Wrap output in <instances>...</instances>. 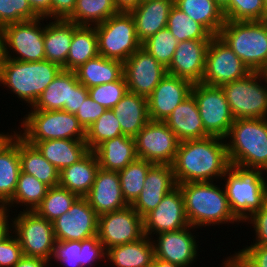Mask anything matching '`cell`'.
Wrapping results in <instances>:
<instances>
[{
  "instance_id": "cell-1",
  "label": "cell",
  "mask_w": 267,
  "mask_h": 267,
  "mask_svg": "<svg viewBox=\"0 0 267 267\" xmlns=\"http://www.w3.org/2000/svg\"><path fill=\"white\" fill-rule=\"evenodd\" d=\"M225 142L216 136L179 142L172 163L177 185L222 179L231 167Z\"/></svg>"
},
{
  "instance_id": "cell-2",
  "label": "cell",
  "mask_w": 267,
  "mask_h": 267,
  "mask_svg": "<svg viewBox=\"0 0 267 267\" xmlns=\"http://www.w3.org/2000/svg\"><path fill=\"white\" fill-rule=\"evenodd\" d=\"M177 186L183 195L185 212L190 226L198 229L211 226V224L216 226L241 222L233 214L223 186L220 187L213 181L186 182Z\"/></svg>"
},
{
  "instance_id": "cell-3",
  "label": "cell",
  "mask_w": 267,
  "mask_h": 267,
  "mask_svg": "<svg viewBox=\"0 0 267 267\" xmlns=\"http://www.w3.org/2000/svg\"><path fill=\"white\" fill-rule=\"evenodd\" d=\"M225 139L232 167L267 174V118L235 119Z\"/></svg>"
},
{
  "instance_id": "cell-4",
  "label": "cell",
  "mask_w": 267,
  "mask_h": 267,
  "mask_svg": "<svg viewBox=\"0 0 267 267\" xmlns=\"http://www.w3.org/2000/svg\"><path fill=\"white\" fill-rule=\"evenodd\" d=\"M62 70L61 66L48 60L23 62L0 58V84L32 107Z\"/></svg>"
},
{
  "instance_id": "cell-5",
  "label": "cell",
  "mask_w": 267,
  "mask_h": 267,
  "mask_svg": "<svg viewBox=\"0 0 267 267\" xmlns=\"http://www.w3.org/2000/svg\"><path fill=\"white\" fill-rule=\"evenodd\" d=\"M218 36L251 72L267 68V20H225Z\"/></svg>"
},
{
  "instance_id": "cell-6",
  "label": "cell",
  "mask_w": 267,
  "mask_h": 267,
  "mask_svg": "<svg viewBox=\"0 0 267 267\" xmlns=\"http://www.w3.org/2000/svg\"><path fill=\"white\" fill-rule=\"evenodd\" d=\"M265 172L230 167L221 180L233 214L241 223L267 202Z\"/></svg>"
},
{
  "instance_id": "cell-7",
  "label": "cell",
  "mask_w": 267,
  "mask_h": 267,
  "mask_svg": "<svg viewBox=\"0 0 267 267\" xmlns=\"http://www.w3.org/2000/svg\"><path fill=\"white\" fill-rule=\"evenodd\" d=\"M26 115V116H25ZM21 122L23 133L17 134L26 142L52 139L85 140L86 131L79 124L76 115L63 110H30Z\"/></svg>"
},
{
  "instance_id": "cell-8",
  "label": "cell",
  "mask_w": 267,
  "mask_h": 267,
  "mask_svg": "<svg viewBox=\"0 0 267 267\" xmlns=\"http://www.w3.org/2000/svg\"><path fill=\"white\" fill-rule=\"evenodd\" d=\"M45 19L38 17L4 26L1 29L0 58L23 62L45 60L43 22Z\"/></svg>"
},
{
  "instance_id": "cell-9",
  "label": "cell",
  "mask_w": 267,
  "mask_h": 267,
  "mask_svg": "<svg viewBox=\"0 0 267 267\" xmlns=\"http://www.w3.org/2000/svg\"><path fill=\"white\" fill-rule=\"evenodd\" d=\"M98 51L108 59L125 62L142 47L130 12H118L106 21L95 25Z\"/></svg>"
},
{
  "instance_id": "cell-10",
  "label": "cell",
  "mask_w": 267,
  "mask_h": 267,
  "mask_svg": "<svg viewBox=\"0 0 267 267\" xmlns=\"http://www.w3.org/2000/svg\"><path fill=\"white\" fill-rule=\"evenodd\" d=\"M262 81L267 84L263 72H251L221 86L235 119L267 118V85Z\"/></svg>"
},
{
  "instance_id": "cell-11",
  "label": "cell",
  "mask_w": 267,
  "mask_h": 267,
  "mask_svg": "<svg viewBox=\"0 0 267 267\" xmlns=\"http://www.w3.org/2000/svg\"><path fill=\"white\" fill-rule=\"evenodd\" d=\"M16 215L12 218V231L19 240L23 255L51 261L56 242L52 222L35 211L23 209Z\"/></svg>"
},
{
  "instance_id": "cell-12",
  "label": "cell",
  "mask_w": 267,
  "mask_h": 267,
  "mask_svg": "<svg viewBox=\"0 0 267 267\" xmlns=\"http://www.w3.org/2000/svg\"><path fill=\"white\" fill-rule=\"evenodd\" d=\"M191 94L196 99L204 130L210 136L225 139L235 118L222 88L194 83Z\"/></svg>"
},
{
  "instance_id": "cell-13",
  "label": "cell",
  "mask_w": 267,
  "mask_h": 267,
  "mask_svg": "<svg viewBox=\"0 0 267 267\" xmlns=\"http://www.w3.org/2000/svg\"><path fill=\"white\" fill-rule=\"evenodd\" d=\"M88 96V88L78 81L75 71L62 70L30 109L63 110L75 115Z\"/></svg>"
},
{
  "instance_id": "cell-14",
  "label": "cell",
  "mask_w": 267,
  "mask_h": 267,
  "mask_svg": "<svg viewBox=\"0 0 267 267\" xmlns=\"http://www.w3.org/2000/svg\"><path fill=\"white\" fill-rule=\"evenodd\" d=\"M251 71L242 60L223 42L213 36L209 42L205 69L201 83L221 87L224 84L245 78Z\"/></svg>"
},
{
  "instance_id": "cell-15",
  "label": "cell",
  "mask_w": 267,
  "mask_h": 267,
  "mask_svg": "<svg viewBox=\"0 0 267 267\" xmlns=\"http://www.w3.org/2000/svg\"><path fill=\"white\" fill-rule=\"evenodd\" d=\"M134 140L138 158L153 164L172 165L179 140L164 121L150 120Z\"/></svg>"
},
{
  "instance_id": "cell-16",
  "label": "cell",
  "mask_w": 267,
  "mask_h": 267,
  "mask_svg": "<svg viewBox=\"0 0 267 267\" xmlns=\"http://www.w3.org/2000/svg\"><path fill=\"white\" fill-rule=\"evenodd\" d=\"M97 236L106 250L138 241L144 236L143 218L131 205L101 214L98 219Z\"/></svg>"
},
{
  "instance_id": "cell-17",
  "label": "cell",
  "mask_w": 267,
  "mask_h": 267,
  "mask_svg": "<svg viewBox=\"0 0 267 267\" xmlns=\"http://www.w3.org/2000/svg\"><path fill=\"white\" fill-rule=\"evenodd\" d=\"M99 215L85 197L52 222L56 241H82L97 236Z\"/></svg>"
},
{
  "instance_id": "cell-18",
  "label": "cell",
  "mask_w": 267,
  "mask_h": 267,
  "mask_svg": "<svg viewBox=\"0 0 267 267\" xmlns=\"http://www.w3.org/2000/svg\"><path fill=\"white\" fill-rule=\"evenodd\" d=\"M123 72L128 91L148 98L167 68L141 47L123 63Z\"/></svg>"
},
{
  "instance_id": "cell-19",
  "label": "cell",
  "mask_w": 267,
  "mask_h": 267,
  "mask_svg": "<svg viewBox=\"0 0 267 267\" xmlns=\"http://www.w3.org/2000/svg\"><path fill=\"white\" fill-rule=\"evenodd\" d=\"M188 226L184 199L178 186L166 194L156 208L143 218L144 235L152 239V234L176 231Z\"/></svg>"
},
{
  "instance_id": "cell-20",
  "label": "cell",
  "mask_w": 267,
  "mask_h": 267,
  "mask_svg": "<svg viewBox=\"0 0 267 267\" xmlns=\"http://www.w3.org/2000/svg\"><path fill=\"white\" fill-rule=\"evenodd\" d=\"M193 226H188L176 231L156 234L157 240H153L155 258L181 267H190L198 259L197 250L199 242L193 235Z\"/></svg>"
},
{
  "instance_id": "cell-21",
  "label": "cell",
  "mask_w": 267,
  "mask_h": 267,
  "mask_svg": "<svg viewBox=\"0 0 267 267\" xmlns=\"http://www.w3.org/2000/svg\"><path fill=\"white\" fill-rule=\"evenodd\" d=\"M192 86L187 79L167 74L147 98L150 120L165 121L191 95Z\"/></svg>"
},
{
  "instance_id": "cell-22",
  "label": "cell",
  "mask_w": 267,
  "mask_h": 267,
  "mask_svg": "<svg viewBox=\"0 0 267 267\" xmlns=\"http://www.w3.org/2000/svg\"><path fill=\"white\" fill-rule=\"evenodd\" d=\"M177 187L172 165L153 164L147 172L144 187L131 205L144 218L162 201L163 197Z\"/></svg>"
},
{
  "instance_id": "cell-23",
  "label": "cell",
  "mask_w": 267,
  "mask_h": 267,
  "mask_svg": "<svg viewBox=\"0 0 267 267\" xmlns=\"http://www.w3.org/2000/svg\"><path fill=\"white\" fill-rule=\"evenodd\" d=\"M85 198L98 215L129 205L122 193L118 171L102 168L98 169L95 181Z\"/></svg>"
},
{
  "instance_id": "cell-24",
  "label": "cell",
  "mask_w": 267,
  "mask_h": 267,
  "mask_svg": "<svg viewBox=\"0 0 267 267\" xmlns=\"http://www.w3.org/2000/svg\"><path fill=\"white\" fill-rule=\"evenodd\" d=\"M210 41L188 40L178 42L167 74L200 83L205 69L206 51Z\"/></svg>"
},
{
  "instance_id": "cell-25",
  "label": "cell",
  "mask_w": 267,
  "mask_h": 267,
  "mask_svg": "<svg viewBox=\"0 0 267 267\" xmlns=\"http://www.w3.org/2000/svg\"><path fill=\"white\" fill-rule=\"evenodd\" d=\"M174 0H143L130 11L141 43L167 27V20Z\"/></svg>"
},
{
  "instance_id": "cell-26",
  "label": "cell",
  "mask_w": 267,
  "mask_h": 267,
  "mask_svg": "<svg viewBox=\"0 0 267 267\" xmlns=\"http://www.w3.org/2000/svg\"><path fill=\"white\" fill-rule=\"evenodd\" d=\"M164 122L174 132L179 142L210 136L204 130L197 102L192 94L180 103Z\"/></svg>"
},
{
  "instance_id": "cell-27",
  "label": "cell",
  "mask_w": 267,
  "mask_h": 267,
  "mask_svg": "<svg viewBox=\"0 0 267 267\" xmlns=\"http://www.w3.org/2000/svg\"><path fill=\"white\" fill-rule=\"evenodd\" d=\"M20 172L19 135L13 131L0 147V208L12 199Z\"/></svg>"
},
{
  "instance_id": "cell-28",
  "label": "cell",
  "mask_w": 267,
  "mask_h": 267,
  "mask_svg": "<svg viewBox=\"0 0 267 267\" xmlns=\"http://www.w3.org/2000/svg\"><path fill=\"white\" fill-rule=\"evenodd\" d=\"M112 110L125 136L134 138L150 121L147 98L129 91Z\"/></svg>"
},
{
  "instance_id": "cell-29",
  "label": "cell",
  "mask_w": 267,
  "mask_h": 267,
  "mask_svg": "<svg viewBox=\"0 0 267 267\" xmlns=\"http://www.w3.org/2000/svg\"><path fill=\"white\" fill-rule=\"evenodd\" d=\"M99 168L95 153L89 151L77 163L60 171L59 186L68 189L78 197H85L95 181Z\"/></svg>"
},
{
  "instance_id": "cell-30",
  "label": "cell",
  "mask_w": 267,
  "mask_h": 267,
  "mask_svg": "<svg viewBox=\"0 0 267 267\" xmlns=\"http://www.w3.org/2000/svg\"><path fill=\"white\" fill-rule=\"evenodd\" d=\"M27 143L34 145L59 171L77 163L90 151L85 140L52 139Z\"/></svg>"
},
{
  "instance_id": "cell-31",
  "label": "cell",
  "mask_w": 267,
  "mask_h": 267,
  "mask_svg": "<svg viewBox=\"0 0 267 267\" xmlns=\"http://www.w3.org/2000/svg\"><path fill=\"white\" fill-rule=\"evenodd\" d=\"M93 152L99 167L111 171L122 170L138 158L134 138L125 135L104 141Z\"/></svg>"
},
{
  "instance_id": "cell-32",
  "label": "cell",
  "mask_w": 267,
  "mask_h": 267,
  "mask_svg": "<svg viewBox=\"0 0 267 267\" xmlns=\"http://www.w3.org/2000/svg\"><path fill=\"white\" fill-rule=\"evenodd\" d=\"M74 34V23L65 19H54L45 25V60L58 64L66 70V60Z\"/></svg>"
},
{
  "instance_id": "cell-33",
  "label": "cell",
  "mask_w": 267,
  "mask_h": 267,
  "mask_svg": "<svg viewBox=\"0 0 267 267\" xmlns=\"http://www.w3.org/2000/svg\"><path fill=\"white\" fill-rule=\"evenodd\" d=\"M154 258L152 238L144 235L138 241L109 248L105 259L113 267H150Z\"/></svg>"
},
{
  "instance_id": "cell-34",
  "label": "cell",
  "mask_w": 267,
  "mask_h": 267,
  "mask_svg": "<svg viewBox=\"0 0 267 267\" xmlns=\"http://www.w3.org/2000/svg\"><path fill=\"white\" fill-rule=\"evenodd\" d=\"M78 81L86 88L119 80L123 75V62L98 55L75 70Z\"/></svg>"
},
{
  "instance_id": "cell-35",
  "label": "cell",
  "mask_w": 267,
  "mask_h": 267,
  "mask_svg": "<svg viewBox=\"0 0 267 267\" xmlns=\"http://www.w3.org/2000/svg\"><path fill=\"white\" fill-rule=\"evenodd\" d=\"M19 157L21 171L33 175L49 187L59 185L60 171L53 166L39 150L19 136Z\"/></svg>"
},
{
  "instance_id": "cell-36",
  "label": "cell",
  "mask_w": 267,
  "mask_h": 267,
  "mask_svg": "<svg viewBox=\"0 0 267 267\" xmlns=\"http://www.w3.org/2000/svg\"><path fill=\"white\" fill-rule=\"evenodd\" d=\"M174 5L201 24L212 36L219 35L225 18L214 0H174Z\"/></svg>"
},
{
  "instance_id": "cell-37",
  "label": "cell",
  "mask_w": 267,
  "mask_h": 267,
  "mask_svg": "<svg viewBox=\"0 0 267 267\" xmlns=\"http://www.w3.org/2000/svg\"><path fill=\"white\" fill-rule=\"evenodd\" d=\"M99 55L95 26L76 25L66 60V71H75L89 59Z\"/></svg>"
},
{
  "instance_id": "cell-38",
  "label": "cell",
  "mask_w": 267,
  "mask_h": 267,
  "mask_svg": "<svg viewBox=\"0 0 267 267\" xmlns=\"http://www.w3.org/2000/svg\"><path fill=\"white\" fill-rule=\"evenodd\" d=\"M48 189V185L39 181L33 175L21 171L14 195L3 209L9 211L12 207L21 205L26 207L24 208L26 211H34L46 196ZM15 204L16 206H14Z\"/></svg>"
},
{
  "instance_id": "cell-39",
  "label": "cell",
  "mask_w": 267,
  "mask_h": 267,
  "mask_svg": "<svg viewBox=\"0 0 267 267\" xmlns=\"http://www.w3.org/2000/svg\"><path fill=\"white\" fill-rule=\"evenodd\" d=\"M118 12L114 0H76L75 9L66 20L76 25L95 26Z\"/></svg>"
},
{
  "instance_id": "cell-40",
  "label": "cell",
  "mask_w": 267,
  "mask_h": 267,
  "mask_svg": "<svg viewBox=\"0 0 267 267\" xmlns=\"http://www.w3.org/2000/svg\"><path fill=\"white\" fill-rule=\"evenodd\" d=\"M166 28L171 31L178 42L210 41L213 37L201 24L191 19L175 5L170 9Z\"/></svg>"
},
{
  "instance_id": "cell-41",
  "label": "cell",
  "mask_w": 267,
  "mask_h": 267,
  "mask_svg": "<svg viewBox=\"0 0 267 267\" xmlns=\"http://www.w3.org/2000/svg\"><path fill=\"white\" fill-rule=\"evenodd\" d=\"M153 163L137 158L128 164L124 169L118 171L121 189L125 201L132 205L139 197L143 187L147 172Z\"/></svg>"
},
{
  "instance_id": "cell-42",
  "label": "cell",
  "mask_w": 267,
  "mask_h": 267,
  "mask_svg": "<svg viewBox=\"0 0 267 267\" xmlns=\"http://www.w3.org/2000/svg\"><path fill=\"white\" fill-rule=\"evenodd\" d=\"M78 196L61 186L49 187L46 196L34 210L50 222L56 220L70 209Z\"/></svg>"
},
{
  "instance_id": "cell-43",
  "label": "cell",
  "mask_w": 267,
  "mask_h": 267,
  "mask_svg": "<svg viewBox=\"0 0 267 267\" xmlns=\"http://www.w3.org/2000/svg\"><path fill=\"white\" fill-rule=\"evenodd\" d=\"M123 135L112 109H107L87 130L85 142L90 151L106 140Z\"/></svg>"
},
{
  "instance_id": "cell-44",
  "label": "cell",
  "mask_w": 267,
  "mask_h": 267,
  "mask_svg": "<svg viewBox=\"0 0 267 267\" xmlns=\"http://www.w3.org/2000/svg\"><path fill=\"white\" fill-rule=\"evenodd\" d=\"M177 46L178 40L167 28L158 31L142 43V48L165 68L169 67Z\"/></svg>"
},
{
  "instance_id": "cell-45",
  "label": "cell",
  "mask_w": 267,
  "mask_h": 267,
  "mask_svg": "<svg viewBox=\"0 0 267 267\" xmlns=\"http://www.w3.org/2000/svg\"><path fill=\"white\" fill-rule=\"evenodd\" d=\"M222 11L229 21L265 20L264 0H230Z\"/></svg>"
},
{
  "instance_id": "cell-46",
  "label": "cell",
  "mask_w": 267,
  "mask_h": 267,
  "mask_svg": "<svg viewBox=\"0 0 267 267\" xmlns=\"http://www.w3.org/2000/svg\"><path fill=\"white\" fill-rule=\"evenodd\" d=\"M127 92L124 75L117 81L88 88L89 97L106 109L115 107Z\"/></svg>"
},
{
  "instance_id": "cell-47",
  "label": "cell",
  "mask_w": 267,
  "mask_h": 267,
  "mask_svg": "<svg viewBox=\"0 0 267 267\" xmlns=\"http://www.w3.org/2000/svg\"><path fill=\"white\" fill-rule=\"evenodd\" d=\"M222 263V267H267V246L247 245Z\"/></svg>"
},
{
  "instance_id": "cell-48",
  "label": "cell",
  "mask_w": 267,
  "mask_h": 267,
  "mask_svg": "<svg viewBox=\"0 0 267 267\" xmlns=\"http://www.w3.org/2000/svg\"><path fill=\"white\" fill-rule=\"evenodd\" d=\"M38 17L27 0H0V29L8 24Z\"/></svg>"
},
{
  "instance_id": "cell-49",
  "label": "cell",
  "mask_w": 267,
  "mask_h": 267,
  "mask_svg": "<svg viewBox=\"0 0 267 267\" xmlns=\"http://www.w3.org/2000/svg\"><path fill=\"white\" fill-rule=\"evenodd\" d=\"M81 241H56L52 260L65 267H81ZM59 261V262H58Z\"/></svg>"
},
{
  "instance_id": "cell-50",
  "label": "cell",
  "mask_w": 267,
  "mask_h": 267,
  "mask_svg": "<svg viewBox=\"0 0 267 267\" xmlns=\"http://www.w3.org/2000/svg\"><path fill=\"white\" fill-rule=\"evenodd\" d=\"M81 267L96 266L97 261L106 258V249L98 236L81 241Z\"/></svg>"
},
{
  "instance_id": "cell-51",
  "label": "cell",
  "mask_w": 267,
  "mask_h": 267,
  "mask_svg": "<svg viewBox=\"0 0 267 267\" xmlns=\"http://www.w3.org/2000/svg\"><path fill=\"white\" fill-rule=\"evenodd\" d=\"M12 234L0 243V267H14L24 256L19 240Z\"/></svg>"
},
{
  "instance_id": "cell-52",
  "label": "cell",
  "mask_w": 267,
  "mask_h": 267,
  "mask_svg": "<svg viewBox=\"0 0 267 267\" xmlns=\"http://www.w3.org/2000/svg\"><path fill=\"white\" fill-rule=\"evenodd\" d=\"M106 110L88 96L75 115L79 124L86 131Z\"/></svg>"
},
{
  "instance_id": "cell-53",
  "label": "cell",
  "mask_w": 267,
  "mask_h": 267,
  "mask_svg": "<svg viewBox=\"0 0 267 267\" xmlns=\"http://www.w3.org/2000/svg\"><path fill=\"white\" fill-rule=\"evenodd\" d=\"M251 224L255 231V241L251 245L267 246V202L259 210L254 212L249 218L244 221ZM255 242V243H254Z\"/></svg>"
},
{
  "instance_id": "cell-54",
  "label": "cell",
  "mask_w": 267,
  "mask_h": 267,
  "mask_svg": "<svg viewBox=\"0 0 267 267\" xmlns=\"http://www.w3.org/2000/svg\"><path fill=\"white\" fill-rule=\"evenodd\" d=\"M76 0H51V19H67L74 11Z\"/></svg>"
},
{
  "instance_id": "cell-55",
  "label": "cell",
  "mask_w": 267,
  "mask_h": 267,
  "mask_svg": "<svg viewBox=\"0 0 267 267\" xmlns=\"http://www.w3.org/2000/svg\"><path fill=\"white\" fill-rule=\"evenodd\" d=\"M32 10L39 16L51 19V0H27ZM49 18V19H48Z\"/></svg>"
},
{
  "instance_id": "cell-56",
  "label": "cell",
  "mask_w": 267,
  "mask_h": 267,
  "mask_svg": "<svg viewBox=\"0 0 267 267\" xmlns=\"http://www.w3.org/2000/svg\"><path fill=\"white\" fill-rule=\"evenodd\" d=\"M9 214L10 211L0 208V243L12 233V219Z\"/></svg>"
},
{
  "instance_id": "cell-57",
  "label": "cell",
  "mask_w": 267,
  "mask_h": 267,
  "mask_svg": "<svg viewBox=\"0 0 267 267\" xmlns=\"http://www.w3.org/2000/svg\"><path fill=\"white\" fill-rule=\"evenodd\" d=\"M50 264L49 261L42 258L23 256L14 267H49Z\"/></svg>"
},
{
  "instance_id": "cell-58",
  "label": "cell",
  "mask_w": 267,
  "mask_h": 267,
  "mask_svg": "<svg viewBox=\"0 0 267 267\" xmlns=\"http://www.w3.org/2000/svg\"><path fill=\"white\" fill-rule=\"evenodd\" d=\"M143 0H114L119 12H130L135 9Z\"/></svg>"
},
{
  "instance_id": "cell-59",
  "label": "cell",
  "mask_w": 267,
  "mask_h": 267,
  "mask_svg": "<svg viewBox=\"0 0 267 267\" xmlns=\"http://www.w3.org/2000/svg\"><path fill=\"white\" fill-rule=\"evenodd\" d=\"M150 267H181L171 262L163 261L158 258H154L152 265Z\"/></svg>"
},
{
  "instance_id": "cell-60",
  "label": "cell",
  "mask_w": 267,
  "mask_h": 267,
  "mask_svg": "<svg viewBox=\"0 0 267 267\" xmlns=\"http://www.w3.org/2000/svg\"><path fill=\"white\" fill-rule=\"evenodd\" d=\"M13 135V133L11 132V134H9V132L7 134L1 132L0 133V147Z\"/></svg>"
},
{
  "instance_id": "cell-61",
  "label": "cell",
  "mask_w": 267,
  "mask_h": 267,
  "mask_svg": "<svg viewBox=\"0 0 267 267\" xmlns=\"http://www.w3.org/2000/svg\"><path fill=\"white\" fill-rule=\"evenodd\" d=\"M214 1L223 10L229 4L230 0H214Z\"/></svg>"
},
{
  "instance_id": "cell-62",
  "label": "cell",
  "mask_w": 267,
  "mask_h": 267,
  "mask_svg": "<svg viewBox=\"0 0 267 267\" xmlns=\"http://www.w3.org/2000/svg\"><path fill=\"white\" fill-rule=\"evenodd\" d=\"M265 5V20H267V0H264Z\"/></svg>"
},
{
  "instance_id": "cell-63",
  "label": "cell",
  "mask_w": 267,
  "mask_h": 267,
  "mask_svg": "<svg viewBox=\"0 0 267 267\" xmlns=\"http://www.w3.org/2000/svg\"><path fill=\"white\" fill-rule=\"evenodd\" d=\"M263 73H264V75H265V77L267 79V68L263 71Z\"/></svg>"
}]
</instances>
